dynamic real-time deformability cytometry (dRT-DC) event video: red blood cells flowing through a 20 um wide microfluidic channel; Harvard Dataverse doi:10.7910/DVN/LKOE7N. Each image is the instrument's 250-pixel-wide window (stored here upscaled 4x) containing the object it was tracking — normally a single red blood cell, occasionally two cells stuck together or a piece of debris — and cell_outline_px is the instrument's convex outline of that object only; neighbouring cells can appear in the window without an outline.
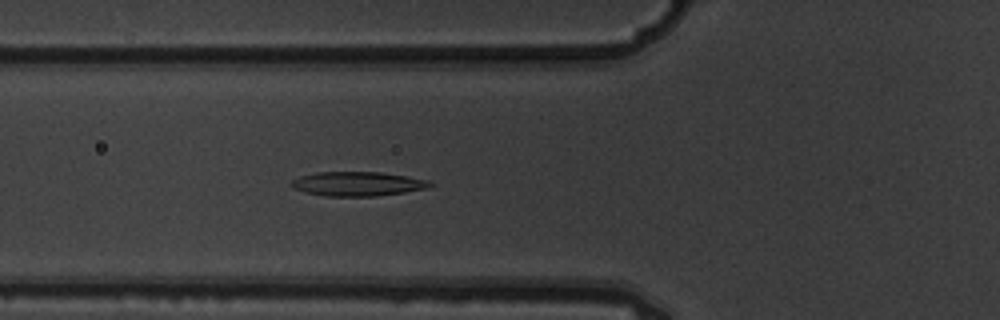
{"species": "common noctule bat (a hibernating species)", "species_latin": "Nyctalus noctula", "temperature_condition": "warm", "stored_images_in_passage": 5, "camera_frame_rate_fps": 3000, "um_per_image_px": 0.085, "animal": {"sex": "male", "body_mass_g": 19.5, "forearm_length_mm": 54.6}, "frame": {"image": 1, "passage_image": 5, "time_ms": 1.333, "image_size_px": [1000, 320], "cell_outline_px": [[436, 184], [428, 188], [404, 192], [376, 196], [324, 196], [292, 188], [288, 184], [292, 180], [300, 176], [316, 172], [380, 172], [408, 176], [428, 180]], "centroid_in_image_um": [30.41, 15.62], "position_along_channel_um": 95.4, "area_um2": 19.71}}